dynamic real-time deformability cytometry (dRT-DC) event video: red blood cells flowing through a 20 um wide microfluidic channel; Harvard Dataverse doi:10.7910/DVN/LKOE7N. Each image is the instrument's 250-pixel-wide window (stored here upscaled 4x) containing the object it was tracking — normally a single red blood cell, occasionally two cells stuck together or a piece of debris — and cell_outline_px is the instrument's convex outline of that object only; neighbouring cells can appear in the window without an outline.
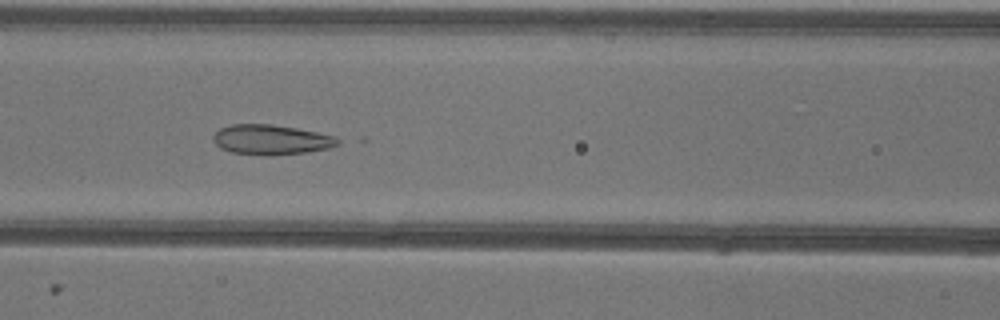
{"species": "common noctule bat (a hibernating species)", "species_latin": "Nyctalus noctula", "temperature_condition": "warm", "stored_images_in_passage": 36, "camera_frame_rate_fps": 3000, "um_per_image_px": 0.085, "animal": {"sex": "female"}, "frame": {"image": 1, "passage_image": 6, "time_ms": 1.667, "image_size_px": [1000, 320], "cell_outline_px": [[340, 144], [328, 148], [304, 152], [272, 156], [264, 156], [232, 152], [220, 148], [212, 140], [212, 136], [220, 128], [232, 124], [272, 124], [296, 128], [316, 132], [332, 136], [340, 140]], "centroid_in_image_um": [23.0, 11.88], "position_along_channel_um": 143.6, "area_um2": 21.73}}
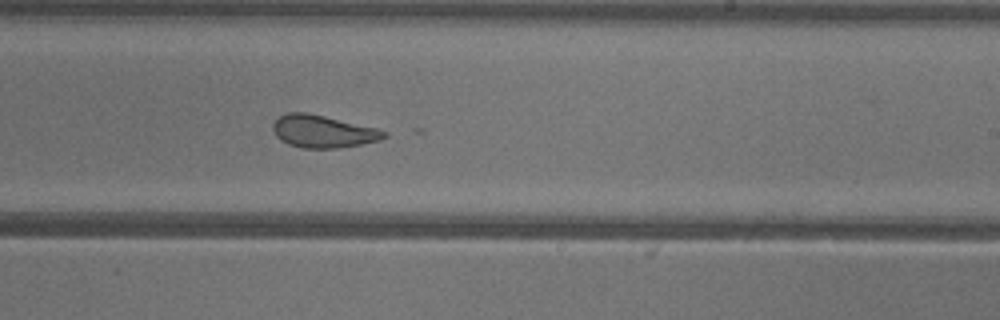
{"frame": {"image": 2, "passage_image": 15, "time_ms": 4.667, "image_size_px": [1000, 320], "cell_outline_px": [[388, 136], [380, 140], [340, 148], [304, 148], [288, 144], [276, 136], [272, 128], [272, 124], [280, 116], [288, 112], [308, 112], [376, 128], [388, 132]], "centroid_in_image_um": [27.45, 11.17], "position_along_channel_um": 261.5, "area_um2": 20.98}}
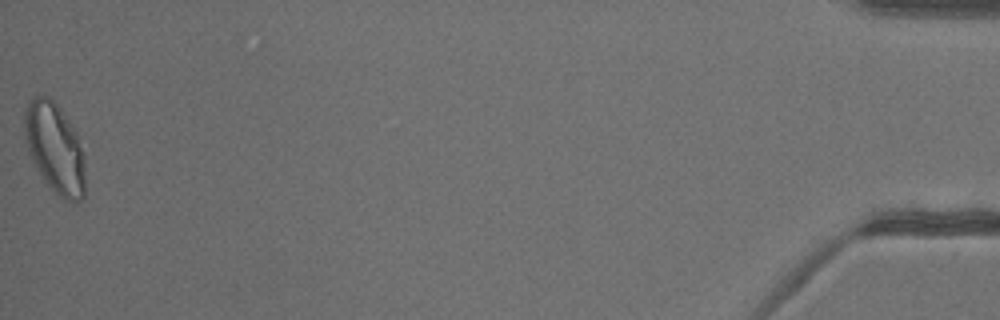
{"frame": {"image": 3, "passage_image": 36, "time_ms": 11.667, "image_size_px": [1000, 320], "cell_outline_px": [[84, 200], [76, 204], [64, 200], [44, 180], [36, 168], [28, 152], [24, 140], [24, 108], [32, 96], [48, 96], [60, 108], [76, 132], [84, 156]], "centroid_in_image_um": [4.64, 12.59], "position_along_channel_um": 430.6, "area_um2": 32.14}}